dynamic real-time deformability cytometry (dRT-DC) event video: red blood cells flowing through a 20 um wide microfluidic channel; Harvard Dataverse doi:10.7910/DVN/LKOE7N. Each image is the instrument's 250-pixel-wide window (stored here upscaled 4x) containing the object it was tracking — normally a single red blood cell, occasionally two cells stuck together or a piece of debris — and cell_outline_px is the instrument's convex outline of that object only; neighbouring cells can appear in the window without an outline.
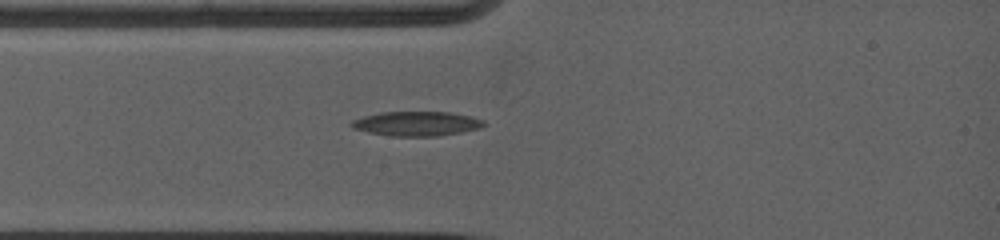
{"species": "common noctule bat (a hibernating species)", "species_latin": "Nyctalus noctula", "temperature_condition": "warm", "stored_images_in_passage": 6, "camera_frame_rate_fps": 5000, "um_per_image_px": 0.085, "animal": {"sex": "female", "body_mass_g": 19.0, "forearm_length_mm": 53.3}, "frame": {"image": 1, "passage_image": 4, "time_ms": 2.2, "image_size_px": [1000, 240], "cell_outline_px": [[484, 124], [480, 128], [460, 132], [436, 136], [392, 136], [368, 132], [352, 128], [348, 124], [352, 120], [364, 116], [380, 112], [448, 112], [468, 116], [484, 120]], "centroid_in_image_um": [35.35, 10.51], "position_along_channel_um": 49.6, "area_um2": 18.73}}
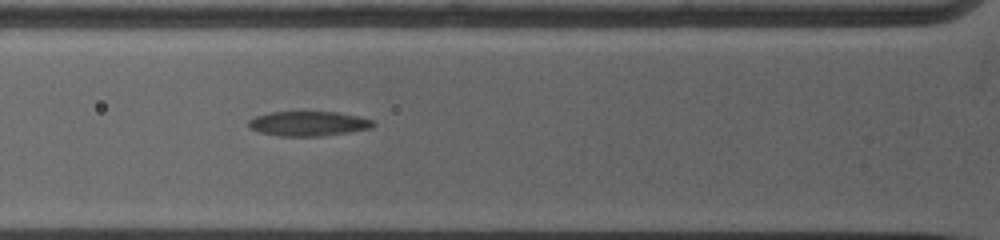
{"frame": {"image": 2, "passage_image": 6, "time_ms": 3.6, "image_size_px": [1000, 240], "cell_outline_px": [[376, 124], [372, 128], [348, 132], [320, 136], [280, 136], [260, 132], [248, 128], [248, 120], [256, 116], [268, 112], [336, 112], [356, 116], [372, 120]], "centroid_in_image_um": [26.18, 10.51], "position_along_channel_um": 99.6, "area_um2": 17.86}}